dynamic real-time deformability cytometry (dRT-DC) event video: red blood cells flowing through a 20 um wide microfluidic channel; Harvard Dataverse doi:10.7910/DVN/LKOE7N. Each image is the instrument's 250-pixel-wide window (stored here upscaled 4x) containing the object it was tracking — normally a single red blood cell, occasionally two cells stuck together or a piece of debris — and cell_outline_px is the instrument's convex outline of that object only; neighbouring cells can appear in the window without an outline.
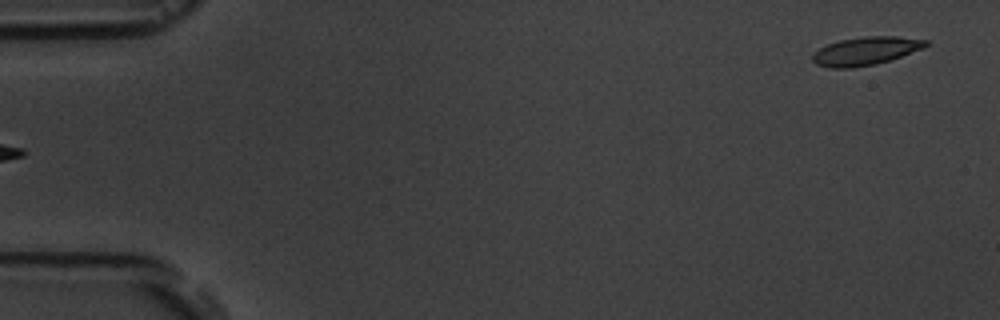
{"species": "common noctule bat (a hibernating species)", "species_latin": "Nyctalus noctula", "temperature_condition": "room temperature", "stored_images_in_passage": 6, "segment_of_instrument_passage": [2, 2], "camera_frame_rate_fps": 3000, "um_per_image_px": 0.085, "animal": {"sex": "male", "body_mass_g": 19.5, "forearm_length_mm": 54.6}, "frame": {"image": 1, "passage_image": 6, "time_ms": 5.667, "image_size_px": [1000, 320], "cell_outline_px": [[928, 44], [924, 48], [876, 64], [852, 68], [828, 68], [816, 64], [812, 60], [812, 52], [828, 44], [840, 40], [864, 36], [896, 36], [928, 40]], "centroid_in_image_um": [73.55, 4.33], "position_along_channel_um": 11.5, "area_um2": 18.61}}